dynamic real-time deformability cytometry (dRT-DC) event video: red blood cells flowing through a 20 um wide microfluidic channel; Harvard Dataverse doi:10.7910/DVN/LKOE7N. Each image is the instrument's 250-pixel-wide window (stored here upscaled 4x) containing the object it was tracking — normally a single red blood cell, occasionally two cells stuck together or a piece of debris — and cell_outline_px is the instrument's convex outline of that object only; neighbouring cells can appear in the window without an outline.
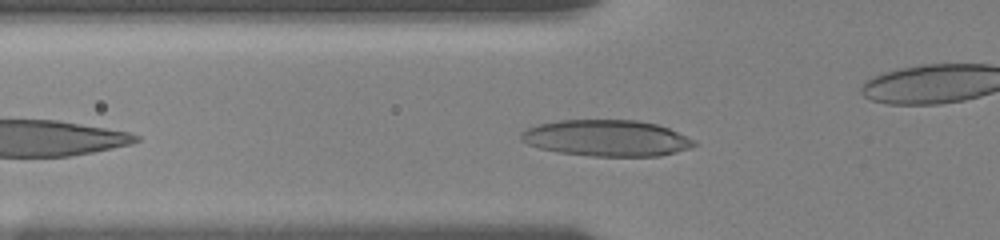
{"species": "human", "species_latin": "Homo sapiens", "temperature_condition": "room temperature", "stored_images_in_passage": 31, "camera_frame_rate_fps": 3000, "um_per_image_px": 0.085, "donor": {"sex": "female"}, "frame": {"image": 1, "passage_image": 5, "time_ms": 1.667, "image_size_px": [1000, 240], "cell_outline_px": [[700, 144], [676, 152], [660, 156], [592, 156], [556, 152], [540, 148], [528, 144], [520, 140], [520, 132], [528, 128], [540, 124], [560, 120], [636, 120], [656, 124], [668, 128]], "centroid_in_image_um": [51.53, 11.74], "position_along_channel_um": 74.3, "area_um2": 36.41}}
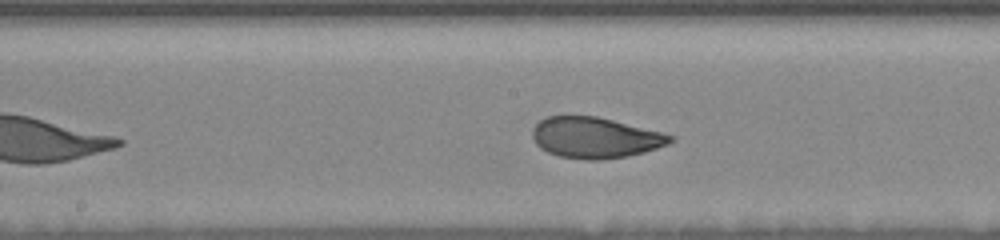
{"frame": {"image": 2, "passage_image": 13, "time_ms": 5.0, "image_size_px": [1000, 240], "cell_outline_px": [[676, 140], [668, 144], [644, 152], [628, 156], [600, 160], [588, 160], [560, 156], [548, 152], [540, 148], [536, 144], [532, 136], [532, 128], [540, 120], [548, 116], [596, 116], [676, 136]], "centroid_in_image_um": [50.58, 11.71], "position_along_channel_um": 197.6, "area_um2": 32.71}}
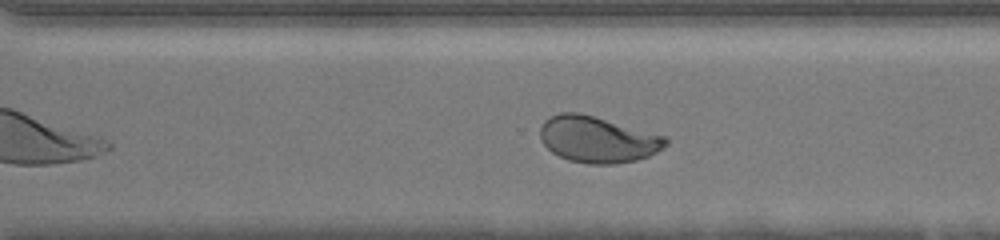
{"frame": {"image": 3, "passage_image": 21, "time_ms": 8.333, "image_size_px": [1000, 240], "cell_outline_px": [[668, 144], [656, 152], [648, 156], [636, 160], [616, 164], [588, 164], [568, 160], [552, 152], [540, 140], [540, 128], [544, 120], [560, 112], [580, 112], [664, 136], [668, 140]], "centroid_in_image_um": [50.77, 11.85], "position_along_channel_um": 319.8, "area_um2": 33.7}, "authors_computed_cell_mechanics": {"area_um2": 33.813, "velocity_mm_per_s": 3.6816, "shape_relaxation_time_tau1_ms": 3.9232, "shape_relaxation_time_tau2_ms": null, "deformation_change_tau1": 0.1535, "deformation_change_tau2": null}}